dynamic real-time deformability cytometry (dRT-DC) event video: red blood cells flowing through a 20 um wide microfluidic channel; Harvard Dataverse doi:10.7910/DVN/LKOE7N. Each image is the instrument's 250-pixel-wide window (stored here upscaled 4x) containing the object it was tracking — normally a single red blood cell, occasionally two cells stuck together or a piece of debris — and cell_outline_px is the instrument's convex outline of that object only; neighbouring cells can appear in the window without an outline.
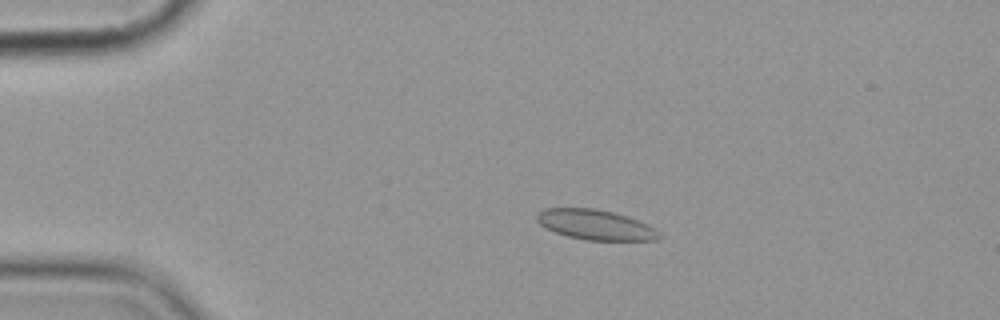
{"species": "common noctule bat (a hibernating species)", "species_latin": "Nyctalus noctula", "temperature_condition": "cold", "stored_images_in_passage": 9, "camera_frame_rate_fps": 3000, "um_per_image_px": 0.085, "animal": {"sex": "female", "body_mass_g": 19.9}, "frame": {"image": 1, "passage_image": 4, "time_ms": 3.667, "image_size_px": [1000, 320], "cell_outline_px": [[664, 236], [656, 240], [584, 240], [568, 236], [556, 232], [540, 224], [536, 220], [536, 216], [544, 208], [596, 208], [628, 216], [648, 224], [656, 228]], "centroid_in_image_um": [50.67, 19.1], "position_along_channel_um": 34.3, "area_um2": 21.5}}
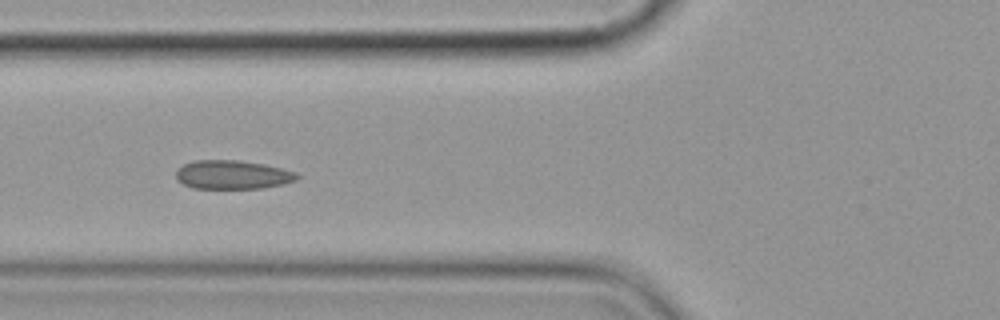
{"frame": {"image": 2, "passage_image": 7, "time_ms": 7.0, "image_size_px": [1000, 320], "cell_outline_px": [[300, 176], [296, 180], [284, 184], [264, 188], [192, 188], [176, 180], [176, 172], [184, 164], [196, 160], [236, 160], [264, 164], [296, 172]], "centroid_in_image_um": [19.78, 14.85], "position_along_channel_um": 106.0, "area_um2": 20.23}}
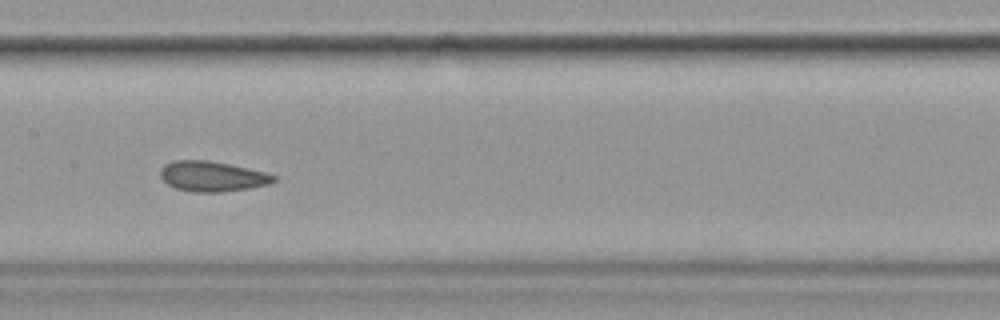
{"frame": {"image": 3, "passage_image": 9, "time_ms": 9.333, "image_size_px": [1000, 320], "cell_outline_px": [[276, 180], [272, 184], [248, 188], [220, 192], [192, 192], [176, 188], [168, 184], [160, 176], [160, 168], [164, 164], [172, 160], [208, 160], [248, 168], [264, 172], [276, 176]], "centroid_in_image_um": [18.02, 14.98], "position_along_channel_um": 189.4, "area_um2": 20.0}}